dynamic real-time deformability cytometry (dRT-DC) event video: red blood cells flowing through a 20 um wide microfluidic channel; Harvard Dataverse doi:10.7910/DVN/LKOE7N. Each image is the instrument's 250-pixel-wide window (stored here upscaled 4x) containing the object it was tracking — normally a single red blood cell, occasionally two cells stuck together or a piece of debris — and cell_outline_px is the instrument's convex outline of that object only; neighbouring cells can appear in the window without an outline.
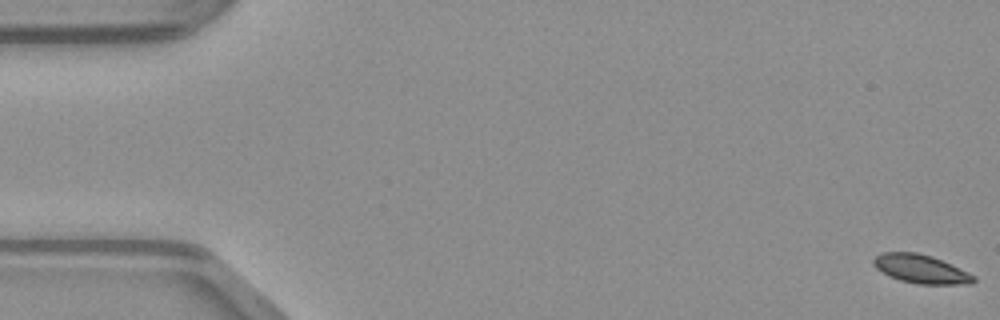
{"species": "common noctule bat (a hibernating species)", "species_latin": "Nyctalus noctula", "temperature_condition": "warm", "stored_images_in_passage": 51, "segment_of_instrument_passage": [1, 2], "camera_frame_rate_fps": 3000, "um_per_image_px": 0.085, "animal": {"sex": "male", "body_mass_g": 23.1, "forearm_length_mm": 52.7}, "frame": {"image": 1, "passage_image": 1, "time_ms": 0.0, "image_size_px": [1000, 320], "cell_outline_px": [[976, 280], [972, 284], [916, 284], [900, 280], [888, 276], [876, 268], [872, 264], [872, 260], [880, 252], [916, 252], [932, 256], [960, 268], [976, 276]], "centroid_in_image_um": [78.27, 22.86], "position_along_channel_um": 6.7, "area_um2": 16.88}}
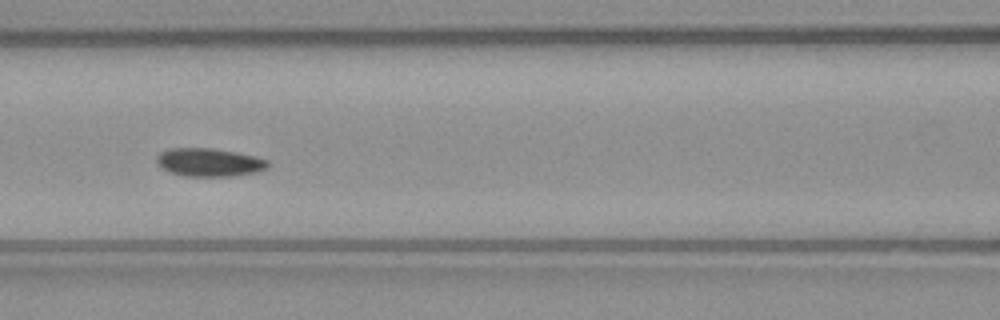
{"frame": {"image": 2, "passage_image": 22, "time_ms": 7.0, "image_size_px": [1000, 320], "cell_outline_px": [[272, 164], [268, 168], [256, 172], [232, 176], [184, 176], [160, 168], [156, 160], [156, 156], [160, 152], [168, 148], [212, 148], [236, 152], [256, 156], [268, 160]], "centroid_in_image_um": [17.8, 13.79], "position_along_channel_um": 148.8, "area_um2": 18.5}}
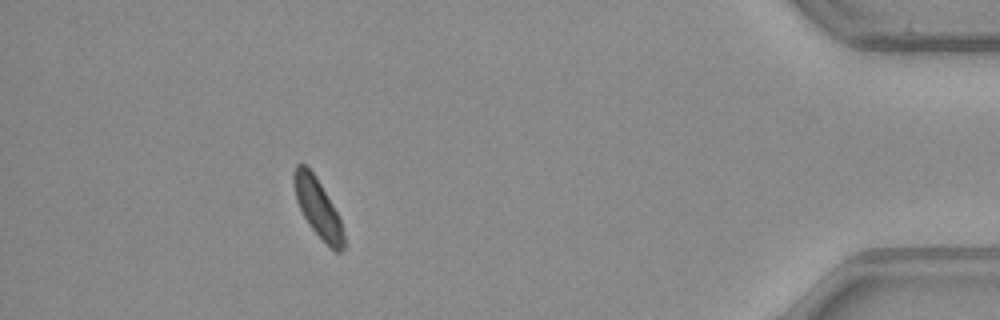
{"frame": {"image": 3, "passage_image": 45, "time_ms": 14.667, "image_size_px": [1000, 320], "cell_outline_px": [[344, 248], [340, 252], [336, 252], [308, 224], [296, 200], [292, 180], [292, 176], [296, 164], [304, 164], [316, 176], [332, 204], [340, 220], [344, 232]], "centroid_in_image_um": [26.99, 17.63], "position_along_channel_um": 408.2, "area_um2": 16.65}}